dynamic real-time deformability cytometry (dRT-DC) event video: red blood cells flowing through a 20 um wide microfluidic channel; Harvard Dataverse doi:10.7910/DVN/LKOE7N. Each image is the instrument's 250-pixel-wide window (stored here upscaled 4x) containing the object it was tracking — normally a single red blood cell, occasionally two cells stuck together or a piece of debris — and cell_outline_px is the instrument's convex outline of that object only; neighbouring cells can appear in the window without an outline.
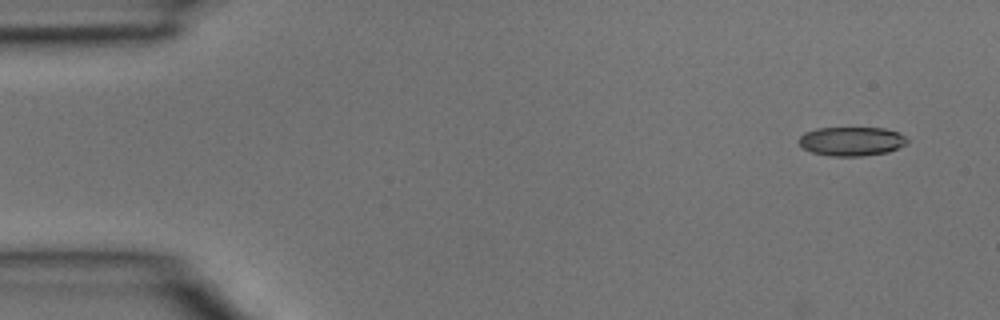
{"species": "common noctule bat (a hibernating species)", "species_latin": "Nyctalus noctula", "temperature_condition": "room temperature", "stored_images_in_passage": 4, "camera_frame_rate_fps": 3000, "um_per_image_px": 0.085, "animal": {"sex": "male", "body_mass_g": 15.6}, "frame": {"image": 1, "passage_image": 1, "time_ms": 0.0, "image_size_px": [1000, 320], "cell_outline_px": [[908, 140], [904, 144], [888, 152], [864, 156], [828, 156], [812, 152], [804, 148], [800, 144], [800, 136], [804, 132], [816, 128], [884, 128], [900, 132]], "centroid_in_image_um": [72.37, 12.01], "position_along_channel_um": 12.6, "area_um2": 18.26}}
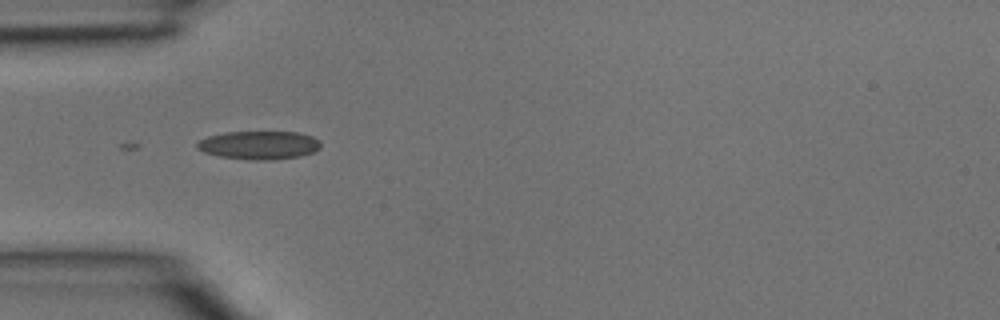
{"frame": {"image": 2, "passage_image": 4, "time_ms": 1.0, "image_size_px": [1000, 320], "cell_outline_px": [[320, 148], [312, 152], [300, 156], [272, 160], [256, 160], [220, 156], [204, 152], [196, 148], [196, 144], [200, 140], [208, 136], [224, 132], [296, 132], [312, 136], [320, 140]], "centroid_in_image_um": [22.02, 12.33], "position_along_channel_um": 63.0, "area_um2": 20.35}}